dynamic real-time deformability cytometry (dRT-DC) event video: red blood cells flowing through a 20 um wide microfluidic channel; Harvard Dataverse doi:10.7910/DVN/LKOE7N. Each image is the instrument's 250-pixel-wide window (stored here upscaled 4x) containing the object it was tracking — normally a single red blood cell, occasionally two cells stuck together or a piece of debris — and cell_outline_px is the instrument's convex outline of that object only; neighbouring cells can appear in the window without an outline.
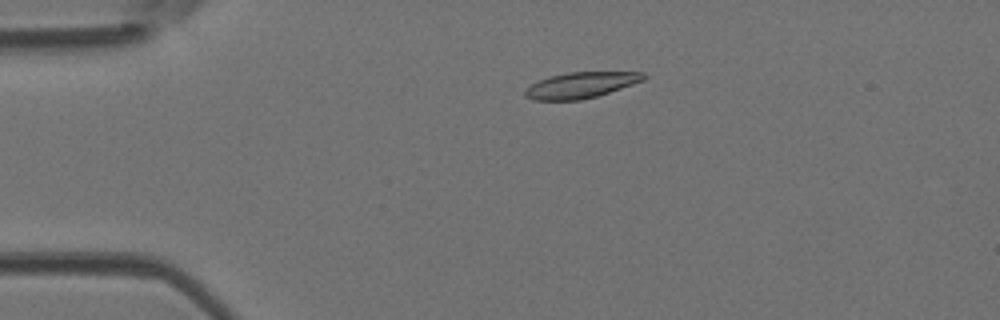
{"species": "Egyptian fruit bat (a non-hibernating species)", "species_latin": "Rousettus aegyptiacus", "temperature_condition": "room temperature", "stored_images_in_passage": 4, "camera_frame_rate_fps": 3000, "um_per_image_px": 0.085, "animal": {"sex": "female"}, "frame": {"image": 1, "passage_image": 3, "time_ms": 0.667, "image_size_px": [1000, 320], "cell_outline_px": [[648, 76], [644, 80], [596, 96], [580, 100], [536, 100], [524, 96], [524, 88], [548, 76], [568, 72], [644, 72]], "centroid_in_image_um": [49.35, 7.23], "position_along_channel_um": 35.7, "area_um2": 17.8}}